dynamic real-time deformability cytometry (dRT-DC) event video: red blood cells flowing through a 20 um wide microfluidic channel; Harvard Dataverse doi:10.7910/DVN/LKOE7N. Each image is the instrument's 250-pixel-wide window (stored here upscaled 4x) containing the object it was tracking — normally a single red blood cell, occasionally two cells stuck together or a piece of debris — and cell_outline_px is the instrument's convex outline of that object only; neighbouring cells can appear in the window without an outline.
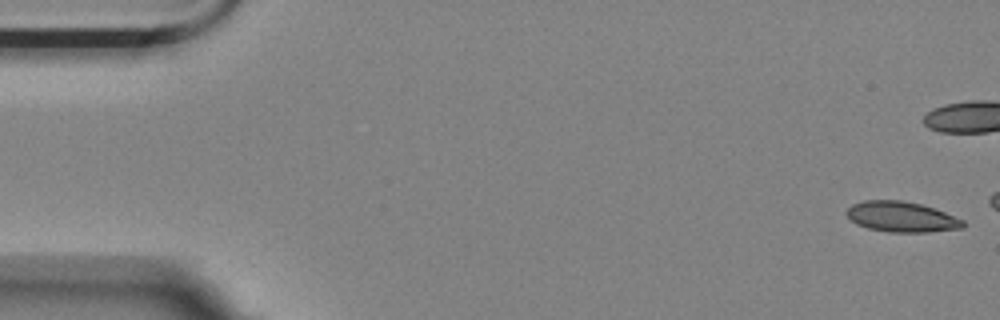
{"species": "Egyptian fruit bat (a non-hibernating species)", "species_latin": "Rousettus aegyptiacus", "temperature_condition": "room temperature", "stored_images_in_passage": 7, "camera_frame_rate_fps": 3000, "um_per_image_px": 0.085, "animal": {"sex": "female"}, "frame": {"image": 1, "passage_image": 1, "time_ms": 0.0, "image_size_px": [1000, 320], "cell_outline_px": [[964, 228], [928, 232], [888, 232], [868, 228], [856, 224], [844, 212], [852, 204], [864, 200], [900, 200], [920, 204], [944, 212], [964, 220]], "centroid_in_image_um": [76.61, 18.43], "position_along_channel_um": 8.4, "area_um2": 20.58}}